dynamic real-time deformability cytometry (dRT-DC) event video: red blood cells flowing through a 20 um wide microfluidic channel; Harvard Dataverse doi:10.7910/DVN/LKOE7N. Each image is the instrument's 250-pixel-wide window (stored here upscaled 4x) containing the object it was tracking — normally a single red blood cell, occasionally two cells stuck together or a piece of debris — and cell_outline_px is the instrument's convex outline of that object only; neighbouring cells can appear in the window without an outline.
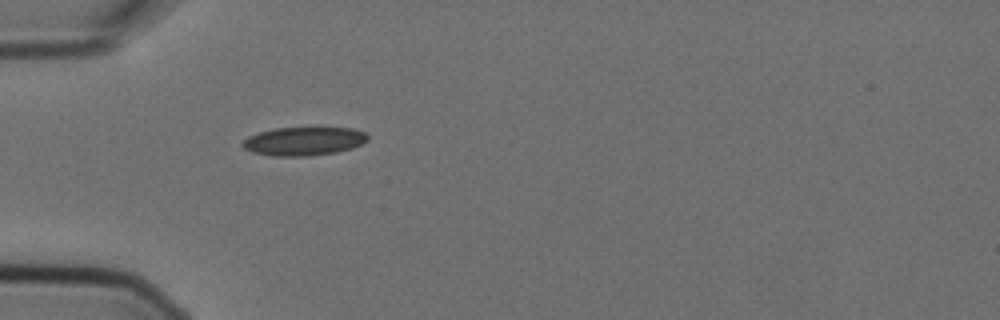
{"species": "Egyptian fruit bat (a non-hibernating species)", "species_latin": "Rousettus aegyptiacus", "temperature_condition": "cold", "stored_images_in_passage": 3, "camera_frame_rate_fps": 3000, "um_per_image_px": 0.085, "animal": {"sex": "female"}, "frame": {"image": 1, "passage_image": 3, "time_ms": 0.667, "image_size_px": [1000, 320], "cell_outline_px": [[368, 140], [352, 148], [336, 152], [308, 156], [276, 156], [252, 152], [244, 148], [240, 144], [248, 136], [260, 132], [276, 128], [352, 128], [364, 132], [368, 136]], "centroid_in_image_um": [25.81, 12.0], "position_along_channel_um": 59.2, "area_um2": 20.63}}